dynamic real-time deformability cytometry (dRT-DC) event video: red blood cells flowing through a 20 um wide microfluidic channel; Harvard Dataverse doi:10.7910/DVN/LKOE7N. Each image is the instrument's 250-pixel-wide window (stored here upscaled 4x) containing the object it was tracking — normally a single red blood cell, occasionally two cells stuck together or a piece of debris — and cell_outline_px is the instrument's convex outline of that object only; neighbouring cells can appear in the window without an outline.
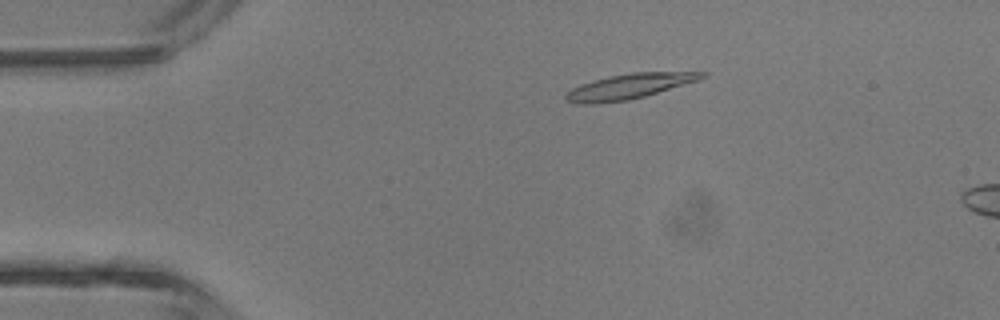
{"species": "common noctule bat (a hibernating species)", "species_latin": "Nyctalus noctula", "temperature_condition": "room temperature", "stored_images_in_passage": 4, "camera_frame_rate_fps": 3000, "um_per_image_px": 0.085, "animal": {"sex": "male", "body_mass_g": 13.3}, "frame": {"image": 1, "passage_image": 2, "time_ms": 1.333, "image_size_px": [1000, 320], "cell_outline_px": [[708, 76], [700, 80], [644, 96], [628, 100], [596, 104], [576, 104], [568, 100], [564, 96], [572, 88], [580, 84], [592, 80], [608, 76], [632, 72], [708, 72]], "centroid_in_image_um": [53.49, 7.34], "position_along_channel_um": 31.5, "area_um2": 20.0}}